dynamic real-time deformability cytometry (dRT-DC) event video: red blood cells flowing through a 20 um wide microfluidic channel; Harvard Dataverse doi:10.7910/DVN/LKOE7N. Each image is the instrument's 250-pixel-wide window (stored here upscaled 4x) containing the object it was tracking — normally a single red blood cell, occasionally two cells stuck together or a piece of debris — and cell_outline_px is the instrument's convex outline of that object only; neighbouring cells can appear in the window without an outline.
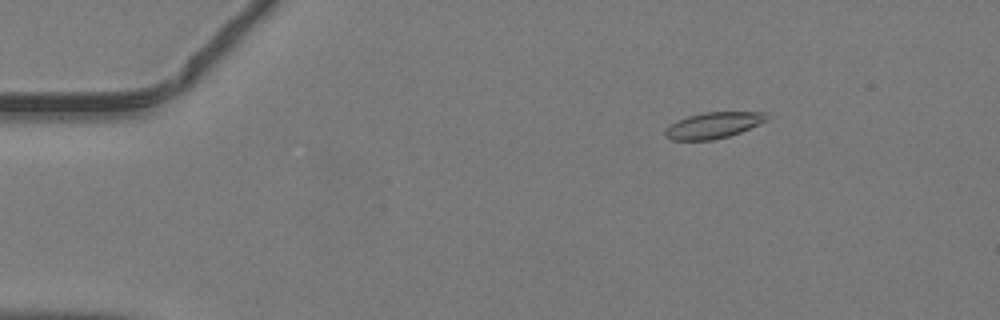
{"species": "common noctule bat (a hibernating species)", "species_latin": "Nyctalus noctula", "temperature_condition": "warm", "stored_images_in_passage": 43, "camera_frame_rate_fps": 3000, "um_per_image_px": 0.085, "animal": {"sex": "male", "body_mass_g": 19.2, "forearm_length_mm": 51.8}, "frame": {"image": 1, "passage_image": 3, "time_ms": 0.667, "image_size_px": [1000, 320], "cell_outline_px": [[768, 120], [760, 124], [740, 132], [728, 136], [712, 140], [672, 140], [664, 136], [664, 128], [688, 116], [704, 112], [768, 112]], "centroid_in_image_um": [60.65, 10.65], "position_along_channel_um": 24.3, "area_um2": 15.43}}
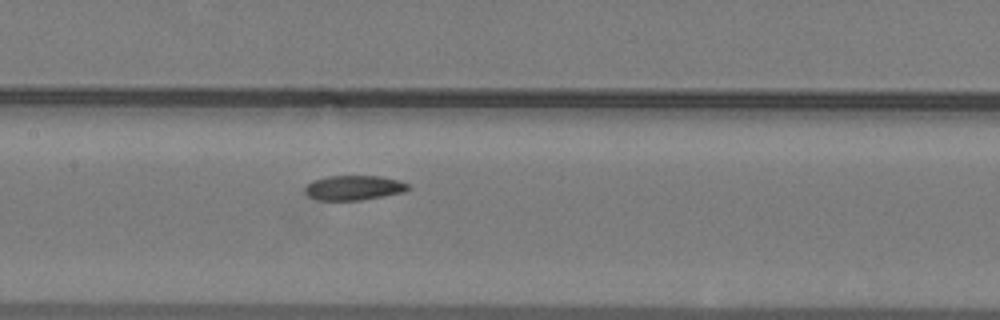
{"frame": {"image": 2, "passage_image": 19, "time_ms": 6.0, "image_size_px": [1000, 320], "cell_outline_px": [[412, 188], [404, 192], [384, 196], [360, 200], [316, 200], [308, 196], [304, 192], [304, 188], [312, 180], [328, 176], [380, 176], [400, 180], [408, 184]], "centroid_in_image_um": [30.08, 15.96], "position_along_channel_um": 177.3, "area_um2": 15.03}}
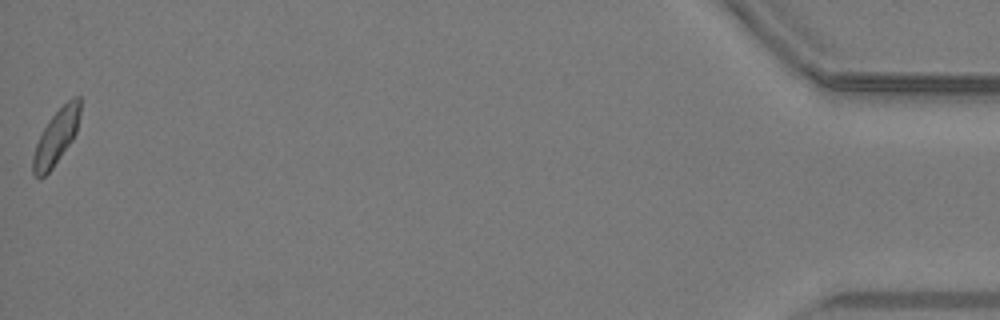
{"frame": {"image": 3, "passage_image": 43, "time_ms": 14.0, "image_size_px": [1000, 320], "cell_outline_px": [[80, 112], [76, 132], [72, 140], [52, 168], [40, 180], [32, 172], [32, 156], [36, 144], [48, 120], [72, 96], [80, 96]], "centroid_in_image_um": [4.76, 11.66], "position_along_channel_um": 430.4, "area_um2": 14.91}}